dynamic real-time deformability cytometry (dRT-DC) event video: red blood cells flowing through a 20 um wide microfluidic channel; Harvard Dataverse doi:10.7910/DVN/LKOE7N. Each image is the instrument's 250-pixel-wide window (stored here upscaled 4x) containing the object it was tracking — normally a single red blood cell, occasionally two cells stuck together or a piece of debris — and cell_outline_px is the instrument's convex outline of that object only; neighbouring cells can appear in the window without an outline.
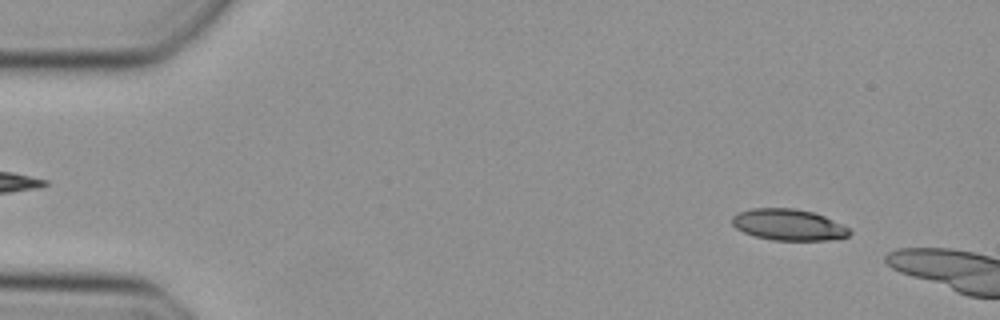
{"species": "Egyptian fruit bat (a non-hibernating species)", "species_latin": "Rousettus aegyptiacus", "temperature_condition": "cold", "stored_images_in_passage": 9, "camera_frame_rate_fps": 3000, "um_per_image_px": 0.085, "animal": {"sex": "female"}, "frame": {"image": 1, "passage_image": 4, "time_ms": 1.0, "image_size_px": [1000, 320], "cell_outline_px": [[852, 232], [848, 236], [828, 240], [772, 240], [756, 236], [744, 232], [736, 228], [732, 224], [732, 216], [736, 212], [752, 208], [792, 208], [812, 212], [824, 216], [848, 228]], "centroid_in_image_um": [66.98, 19.1], "position_along_channel_um": 18.0, "area_um2": 21.27}}